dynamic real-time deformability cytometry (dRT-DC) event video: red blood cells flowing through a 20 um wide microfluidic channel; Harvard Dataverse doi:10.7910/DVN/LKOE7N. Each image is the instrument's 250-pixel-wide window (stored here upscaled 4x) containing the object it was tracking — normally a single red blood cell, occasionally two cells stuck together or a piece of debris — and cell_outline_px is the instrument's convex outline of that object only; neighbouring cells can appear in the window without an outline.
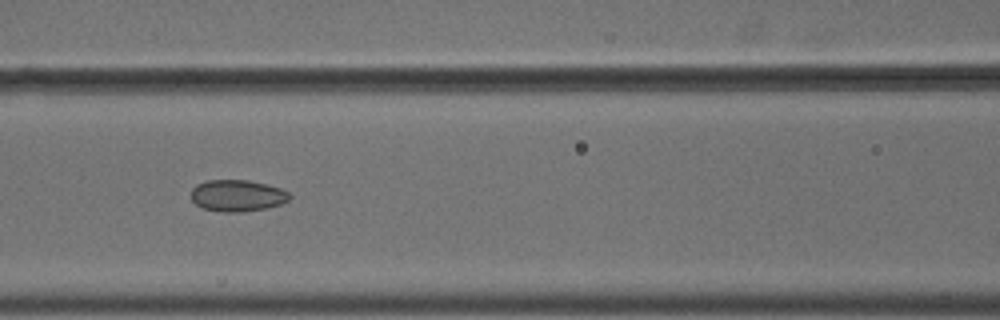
{"species": "common noctule bat (a hibernating species)", "species_latin": "Nyctalus noctula", "temperature_condition": "cold", "stored_images_in_passage": 10, "camera_frame_rate_fps": 3000, "um_per_image_px": 0.085, "animal": {"sex": "male", "body_mass_g": 18.8}, "frame": {"image": 1, "passage_image": 7, "time_ms": 2.0, "image_size_px": [1000, 320], "cell_outline_px": [[292, 196], [288, 200], [280, 204], [264, 208], [244, 212], [224, 212], [204, 208], [196, 204], [192, 200], [192, 188], [196, 184], [208, 180], [248, 180], [268, 184], [280, 188], [288, 192]], "centroid_in_image_um": [20.18, 16.62], "position_along_channel_um": 146.4, "area_um2": 18.09}}
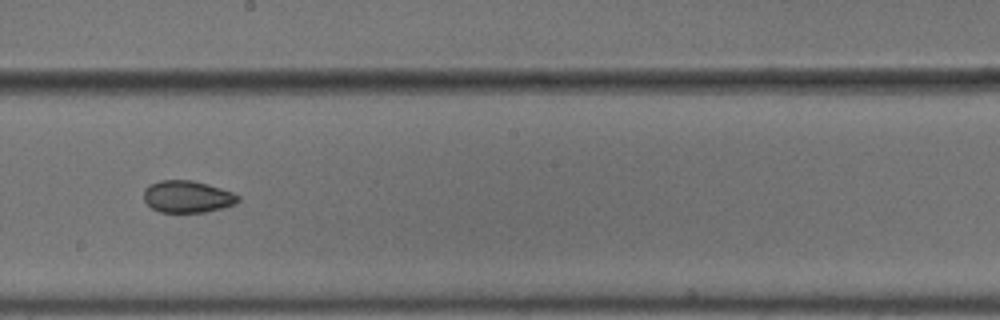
{"frame": {"image": 2, "passage_image": 9, "time_ms": 2.667, "image_size_px": [1000, 320], "cell_outline_px": [[240, 200], [236, 204], [204, 212], [160, 212], [152, 208], [144, 200], [144, 188], [148, 184], [160, 180], [192, 180], [208, 184], [232, 192], [240, 196]], "centroid_in_image_um": [15.91, 16.7], "position_along_channel_um": 232.3, "area_um2": 17.63}}
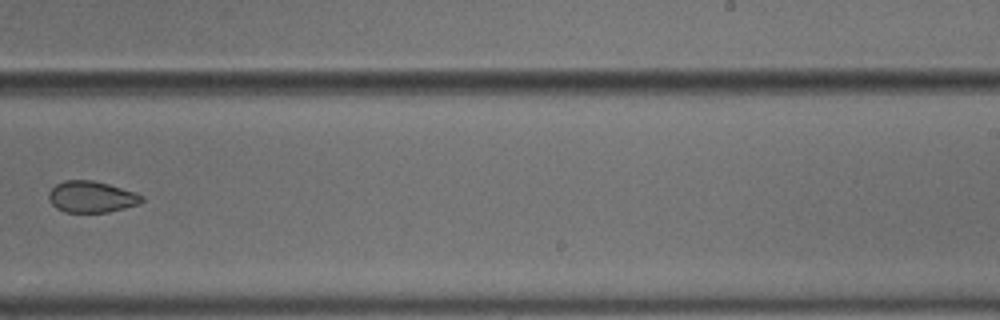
{"frame": {"image": 3, "passage_image": 10, "time_ms": 3.0, "image_size_px": [1000, 320], "cell_outline_px": [[144, 200], [140, 204], [108, 212], [64, 212], [56, 208], [48, 200], [48, 192], [56, 184], [64, 180], [92, 180], [108, 184], [136, 192], [144, 196]], "centroid_in_image_um": [7.78, 16.73], "position_along_channel_um": 281.2, "area_um2": 17.17}}